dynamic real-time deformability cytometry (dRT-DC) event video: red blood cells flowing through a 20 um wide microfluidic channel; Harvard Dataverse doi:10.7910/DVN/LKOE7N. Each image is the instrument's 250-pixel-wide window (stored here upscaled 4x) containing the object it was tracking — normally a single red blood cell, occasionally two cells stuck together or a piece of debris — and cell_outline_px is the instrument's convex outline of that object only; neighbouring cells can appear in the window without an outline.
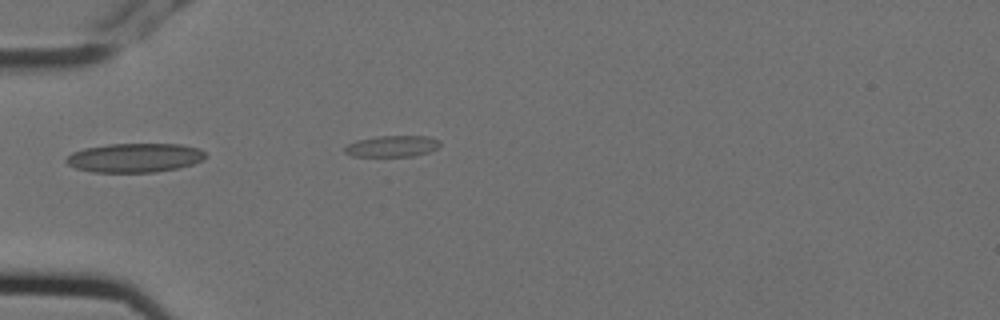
{"species": "Egyptian fruit bat (a non-hibernating species)", "species_latin": "Rousettus aegyptiacus", "temperature_condition": "cold", "stored_images_in_passage": 6, "segment_of_instrument_passage": [2, 3], "camera_frame_rate_fps": 3000, "um_per_image_px": 0.085, "animal": {"sex": "female"}, "frame": {"image": 1, "passage_image": 5, "time_ms": 1.333, "image_size_px": [1000, 320], "cell_outline_px": [[208, 156], [204, 160], [192, 164], [176, 168], [156, 172], [92, 172], [76, 168], [68, 164], [64, 160], [72, 152], [84, 148], [108, 144], [180, 144], [196, 148], [204, 152]], "centroid_in_image_um": [11.44, 13.41], "position_along_channel_um": 73.6, "area_um2": 23.58}}